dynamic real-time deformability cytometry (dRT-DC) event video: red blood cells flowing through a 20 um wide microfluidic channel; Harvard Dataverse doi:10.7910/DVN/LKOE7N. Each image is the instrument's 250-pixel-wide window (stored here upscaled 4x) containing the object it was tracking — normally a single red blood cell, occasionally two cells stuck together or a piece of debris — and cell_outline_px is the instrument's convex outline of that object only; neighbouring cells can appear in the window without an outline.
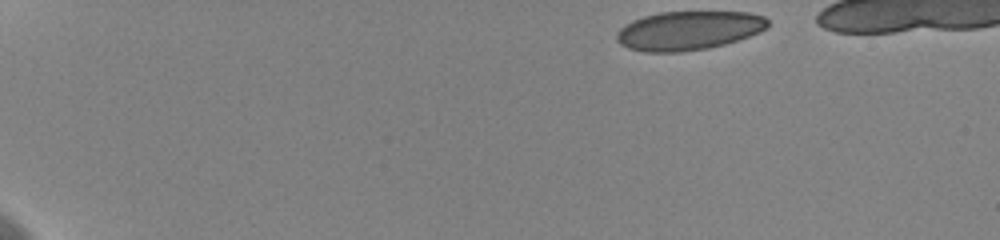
{"species": "human", "species_latin": "Homo sapiens", "temperature_condition": "cold", "stored_images_in_passage": 44, "camera_frame_rate_fps": 3000, "um_per_image_px": 0.085, "donor": {"sex": "female"}, "frame": {"image": 1, "passage_image": 1, "time_ms": 0.0, "image_size_px": [1000, 240], "cell_outline_px": [[768, 28], [760, 32], [724, 44], [708, 48], [680, 52], [644, 52], [628, 48], [620, 44], [616, 40], [616, 32], [624, 24], [632, 20], [644, 16], [660, 12], [748, 12], [764, 16], [768, 20]], "centroid_in_image_um": [58.5, 2.59], "position_along_channel_um": 26.5, "area_um2": 34.39}}
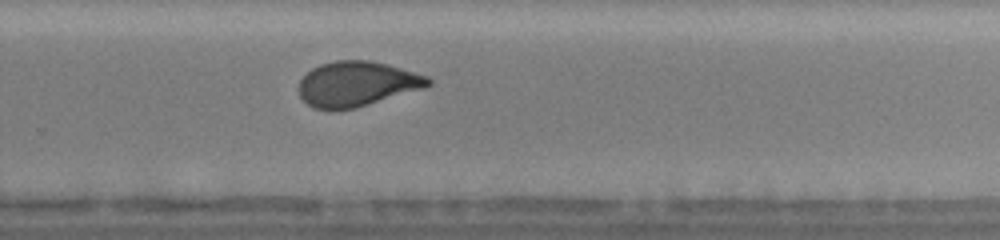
{"frame": {"image": 2, "passage_image": 34, "time_ms": 11.0, "image_size_px": [1000, 240], "cell_outline_px": [[432, 84], [424, 88], [356, 108], [332, 112], [312, 108], [300, 96], [300, 80], [312, 68], [320, 64], [336, 60], [372, 60], [388, 64], [428, 76], [432, 80]], "centroid_in_image_um": [30.34, 7.15], "position_along_channel_um": 299.5, "area_um2": 34.28}}
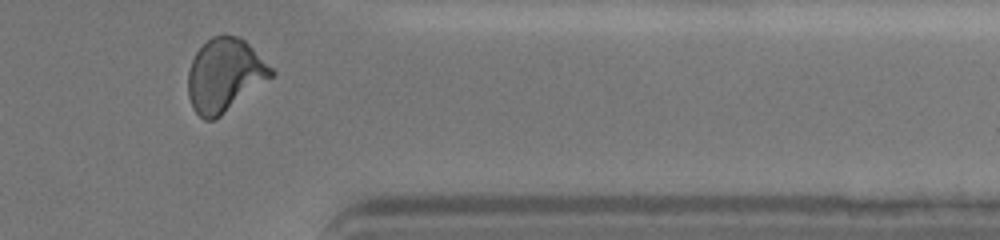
{"frame": {"image": 3, "passage_image": 42, "time_ms": 13.667, "image_size_px": [1000, 240], "cell_outline_px": [[276, 72], [272, 76], [220, 116], [212, 120], [204, 120], [192, 108], [188, 96], [188, 72], [192, 60], [196, 52], [212, 36], [240, 36]], "centroid_in_image_um": [19.07, 6.4], "position_along_channel_um": 392.3, "area_um2": 34.85}, "authors_computed_cell_mechanics": {"area_um2": 35.1135, "velocity_mm_per_s": 3.6141, "shape_relaxation_time_tau1_ms": 6.3567, "shape_relaxation_time_tau2_ms": 0.8302, "deformation_change_tau1": 0.142, "deformation_change_tau2": 0.0444}}